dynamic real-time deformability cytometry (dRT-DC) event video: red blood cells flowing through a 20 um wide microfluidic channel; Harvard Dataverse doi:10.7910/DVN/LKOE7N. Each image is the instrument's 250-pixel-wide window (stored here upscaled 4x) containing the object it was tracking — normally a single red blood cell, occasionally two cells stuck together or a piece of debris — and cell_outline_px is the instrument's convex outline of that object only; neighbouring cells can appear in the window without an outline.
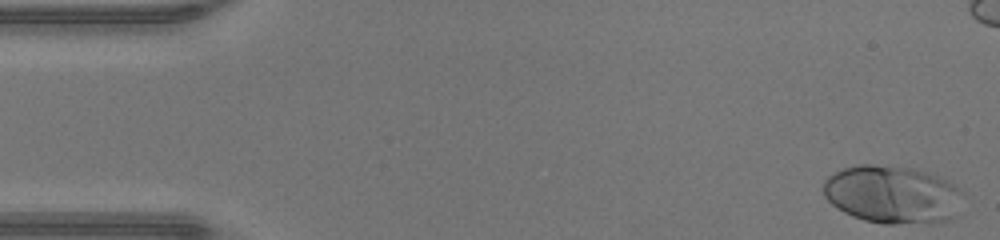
{"species": "human", "species_latin": "Homo sapiens", "temperature_condition": "warm", "stored_images_in_passage": 41, "camera_frame_rate_fps": 3000, "um_per_image_px": 0.085, "donor": {"sex": "male"}, "frame": {"image": 1, "passage_image": 1, "time_ms": 0.0, "image_size_px": [1000, 240], "cell_outline_px": [[964, 192], [956, 216], [948, 220], [892, 224], [884, 224], [864, 220], [852, 216], [844, 212], [832, 204], [824, 196], [824, 180], [828, 176], [844, 168], [856, 164], [872, 164], [912, 168], [936, 176], [952, 184]], "centroid_in_image_um": [75.83, 16.53], "position_along_channel_um": 9.2, "area_um2": 46.82}}
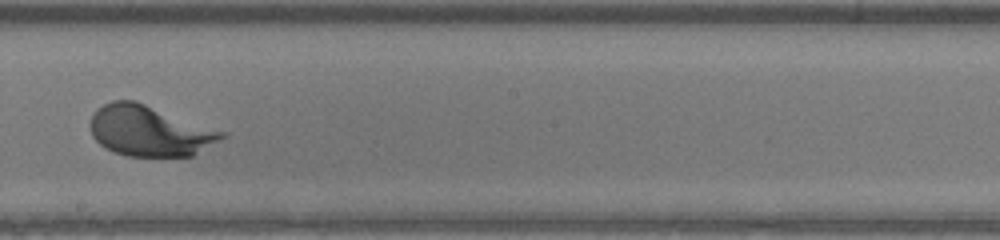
{"frame": {"image": 2, "passage_image": 26, "time_ms": 8.333, "image_size_px": [1000, 240], "cell_outline_px": [[228, 136], [192, 156], [128, 156], [104, 148], [92, 136], [88, 124], [96, 108], [112, 100], [136, 100], [228, 132]], "centroid_in_image_um": [12.73, 11.11], "position_along_channel_um": 235.5, "area_um2": 39.36}}
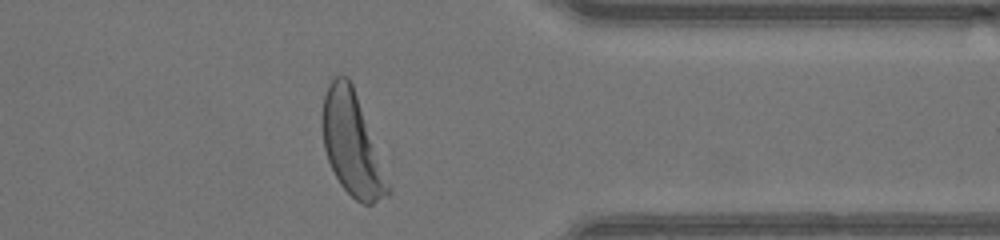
{"frame": {"image": 3, "passage_image": 37, "time_ms": 12.0, "image_size_px": [1000, 240], "cell_outline_px": [[392, 192], [388, 196], [372, 204], [364, 204], [356, 200], [340, 184], [328, 160], [324, 148], [324, 96], [328, 84], [336, 76], [348, 76], [352, 84], [392, 188]], "centroid_in_image_um": [29.96, 12.31], "position_along_channel_um": 381.4, "area_um2": 38.32}}